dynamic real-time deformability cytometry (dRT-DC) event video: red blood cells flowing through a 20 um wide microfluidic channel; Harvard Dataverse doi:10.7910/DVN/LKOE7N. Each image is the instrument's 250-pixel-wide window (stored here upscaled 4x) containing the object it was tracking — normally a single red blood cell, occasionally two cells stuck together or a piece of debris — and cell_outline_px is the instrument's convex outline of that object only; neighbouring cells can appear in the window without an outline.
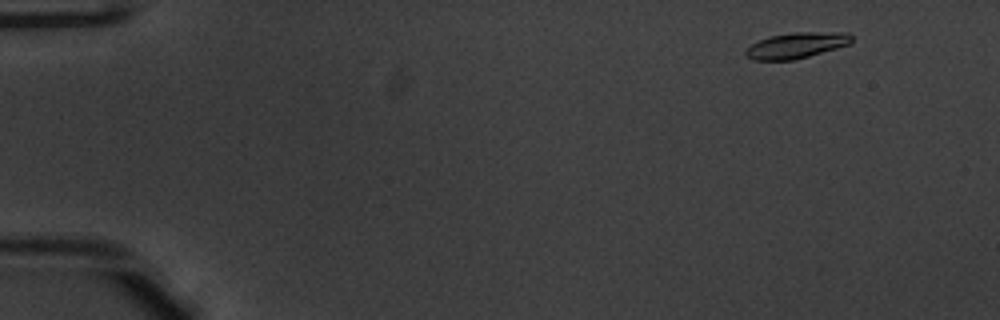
{"species": "common noctule bat (a hibernating species)", "species_latin": "Nyctalus noctula", "temperature_condition": "warm", "stored_images_in_passage": 51, "camera_frame_rate_fps": 3000, "um_per_image_px": 0.085, "animal": {"sex": "male", "body_mass_g": 20.1, "forearm_length_mm": 53.5}, "frame": {"image": 1, "passage_image": 4, "time_ms": 1.0, "image_size_px": [1000, 320], "cell_outline_px": [[852, 40], [848, 44], [836, 48], [808, 56], [792, 60], [752, 60], [744, 56], [744, 52], [752, 44], [768, 36], [792, 32], [848, 32], [852, 36]], "centroid_in_image_um": [67.66, 3.85], "position_along_channel_um": 17.3, "area_um2": 15.9}}
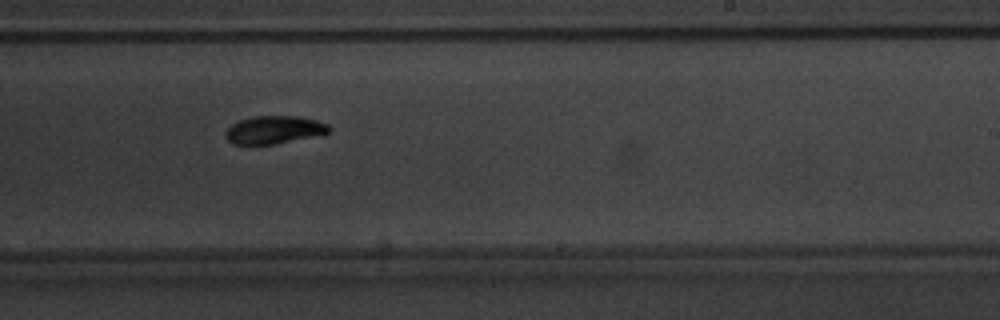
{"frame": {"image": 2, "passage_image": 32, "time_ms": 10.333, "image_size_px": [1000, 320], "cell_outline_px": [[332, 132], [324, 136], [276, 144], [232, 144], [224, 136], [224, 132], [232, 124], [240, 120], [252, 116], [296, 116], [316, 120], [328, 124], [332, 128]], "centroid_in_image_um": [23.38, 11.05], "position_along_channel_um": 265.6, "area_um2": 17.34}}
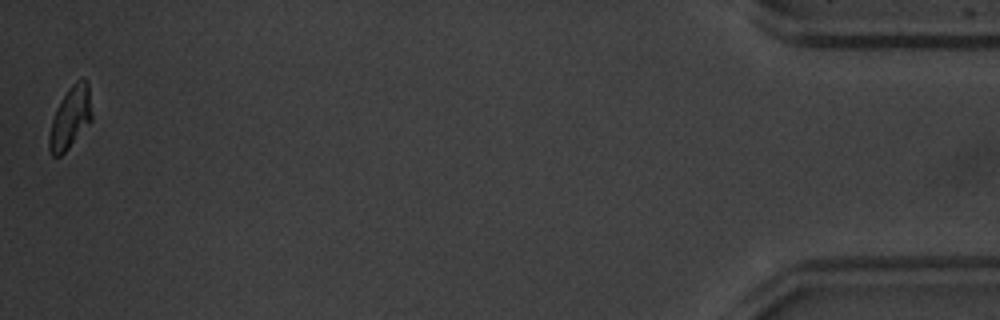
{"frame": {"image": 3, "passage_image": 51, "time_ms": 16.667, "image_size_px": [1000, 320], "cell_outline_px": [[92, 120], [68, 148], [60, 156], [52, 156], [48, 148], [48, 136], [52, 120], [56, 108], [68, 88], [76, 80], [84, 76], [88, 80], [92, 112]], "centroid_in_image_um": [5.98, 9.96], "position_along_channel_um": 429.2, "area_um2": 15.55}, "authors_computed_cell_mechanics": {"area_um2": 16.4152, "velocity_mm_per_s": 3.9226, "shape_relaxation_time_tau1_ms": 1.5604, "shape_relaxation_time_tau2_ms": 4.9569, "deformation_change_tau1": 0.142, "deformation_change_tau2": 0.0917}}